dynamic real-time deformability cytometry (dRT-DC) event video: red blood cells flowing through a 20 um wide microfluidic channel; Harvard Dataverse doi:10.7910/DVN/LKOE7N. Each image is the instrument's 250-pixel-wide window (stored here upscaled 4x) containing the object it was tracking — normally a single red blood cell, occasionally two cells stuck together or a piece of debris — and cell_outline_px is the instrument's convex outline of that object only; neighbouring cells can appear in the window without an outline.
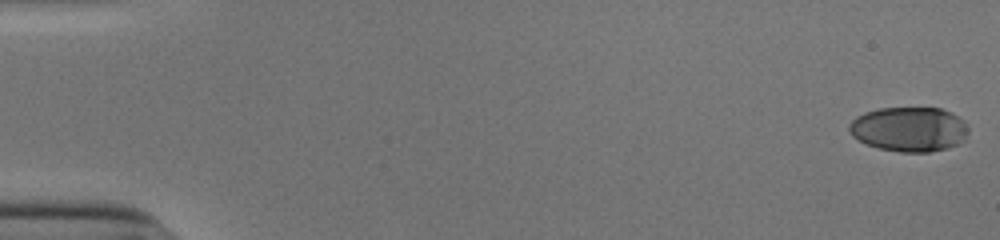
{"species": "human", "species_latin": "Homo sapiens", "temperature_condition": "cold", "stored_images_in_passage": 53, "camera_frame_rate_fps": 3000, "um_per_image_px": 0.085, "donor": {"sex": "male"}, "frame": {"image": 1, "passage_image": 1, "time_ms": 0.0, "image_size_px": [1000, 240], "cell_outline_px": [[968, 132], [964, 140], [948, 148], [928, 152], [900, 152], [880, 148], [868, 144], [852, 136], [848, 132], [848, 124], [856, 116], [864, 112], [880, 108], [940, 108], [952, 112], [964, 120], [968, 128]], "centroid_in_image_um": [77.28, 10.97], "position_along_channel_um": 7.7, "area_um2": 31.15}}
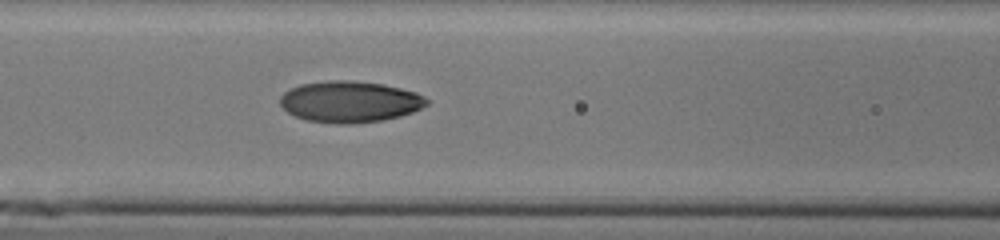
{"frame": {"image": 2, "passage_image": 24, "time_ms": 7.667, "image_size_px": [1000, 240], "cell_outline_px": [[428, 104], [412, 112], [400, 116], [384, 120], [348, 124], [336, 124], [308, 120], [296, 116], [288, 112], [280, 104], [280, 96], [284, 92], [300, 84], [328, 80], [352, 80], [384, 84], [416, 92], [424, 96], [428, 100]], "centroid_in_image_um": [29.74, 8.64], "position_along_channel_um": 136.9, "area_um2": 35.32}}
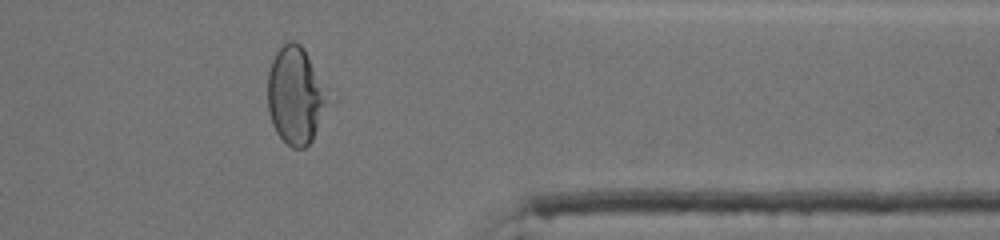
{"frame": {"image": 3, "passage_image": 44, "time_ms": 14.333, "image_size_px": [1000, 240], "cell_outline_px": [[328, 100], [312, 140], [304, 148], [292, 148], [276, 132], [272, 124], [268, 112], [268, 72], [272, 60], [276, 52], [288, 40], [296, 40], [304, 48], [328, 88]], "centroid_in_image_um": [25.11, 8.08], "position_along_channel_um": 386.3, "area_um2": 34.16}, "authors_computed_cell_mechanics": {"area_um2": 33.6974, "velocity_mm_per_s": 3.9186, "shape_relaxation_time_tau1_ms": 4.194, "shape_relaxation_time_tau2_ms": 0.9099, "deformation_change_tau1": 0.1939, "deformation_change_tau2": 0.0449}}